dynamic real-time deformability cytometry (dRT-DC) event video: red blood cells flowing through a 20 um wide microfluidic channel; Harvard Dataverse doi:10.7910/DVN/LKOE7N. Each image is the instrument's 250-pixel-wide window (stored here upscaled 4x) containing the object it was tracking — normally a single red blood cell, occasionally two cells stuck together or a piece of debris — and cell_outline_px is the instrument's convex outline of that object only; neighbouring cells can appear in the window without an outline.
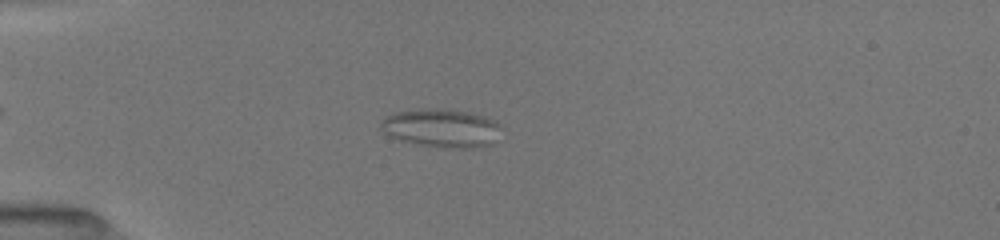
{"species": "common noctule bat (a hibernating species)", "species_latin": "Nyctalus noctula", "temperature_condition": "room temperature", "stored_images_in_passage": 19, "camera_frame_rate_fps": 3000, "um_per_image_px": 0.085, "animal": {"sex": "female", "body_mass_g": 19.5, "forearm_length_mm": 54.1}, "frame": {"image": 1, "passage_image": 5, "time_ms": 3.333, "image_size_px": [1000, 240], "cell_outline_px": [[504, 140], [492, 144], [476, 148], [436, 148], [420, 144], [392, 136], [380, 124], [388, 116], [400, 112], [448, 108], [468, 112], [492, 120], [500, 128]], "centroid_in_image_um": [37.7, 10.93], "position_along_channel_um": 47.3, "area_um2": 26.41}}
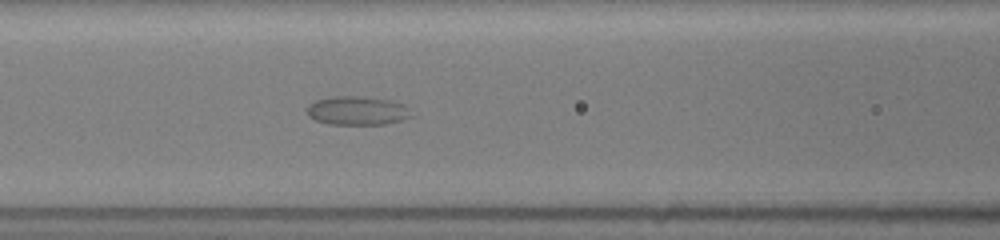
{"frame": {"image": 2, "passage_image": 11, "time_ms": 6.333, "image_size_px": [1000, 240], "cell_outline_px": [[416, 116], [384, 124], [328, 124], [316, 120], [308, 116], [308, 104], [316, 100], [332, 96], [364, 96], [388, 100], [404, 104]], "centroid_in_image_um": [30.39, 9.4], "position_along_channel_um": 136.2, "area_um2": 17.57}}
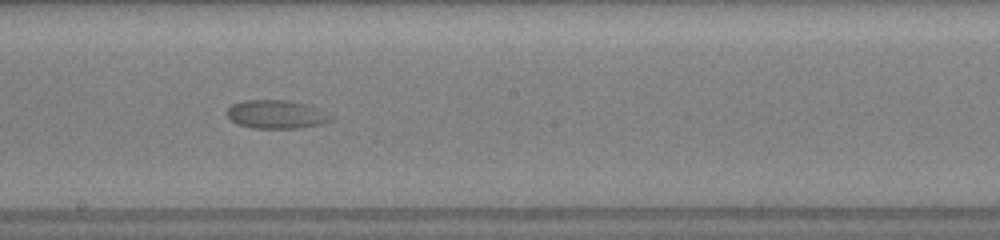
{"frame": {"image": 3, "passage_image": 16, "time_ms": 8.667, "image_size_px": [1000, 240], "cell_outline_px": [[336, 116], [332, 120], [320, 124], [300, 128], [252, 128], [236, 124], [228, 116], [228, 108], [232, 104], [244, 100], [288, 100], [308, 104]], "centroid_in_image_um": [23.53, 9.72], "position_along_channel_um": 224.7, "area_um2": 17.4}}